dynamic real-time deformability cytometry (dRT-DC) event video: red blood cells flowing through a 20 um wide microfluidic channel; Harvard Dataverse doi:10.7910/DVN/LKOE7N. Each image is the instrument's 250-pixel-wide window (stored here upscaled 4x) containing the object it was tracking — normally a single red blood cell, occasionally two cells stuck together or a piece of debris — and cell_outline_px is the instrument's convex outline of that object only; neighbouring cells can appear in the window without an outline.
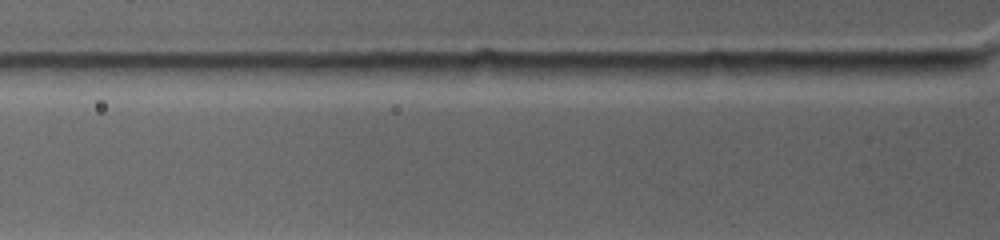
{"species": "common noctule bat (a hibernating species)", "species_latin": "Nyctalus noctula", "temperature_condition": "warm", "stored_images_in_passage": 5, "camera_frame_rate_fps": 4500, "um_per_image_px": 0.085, "animal": {"sex": "female", "body_mass_g": 19.0, "forearm_length_mm": 53.3}, "frame": {"image": 1, "passage_image": 4, "time_ms": 0.667, "image_size_px": [1000, 240], "cell_outline_px": [[596, 68], [592, 72], [556, 80], [500, 80], [492, 64], [596, 64]], "centroid_in_image_um": [46.0, 6.06], "position_along_channel_um": 79.8, "area_um2": 10.23}}